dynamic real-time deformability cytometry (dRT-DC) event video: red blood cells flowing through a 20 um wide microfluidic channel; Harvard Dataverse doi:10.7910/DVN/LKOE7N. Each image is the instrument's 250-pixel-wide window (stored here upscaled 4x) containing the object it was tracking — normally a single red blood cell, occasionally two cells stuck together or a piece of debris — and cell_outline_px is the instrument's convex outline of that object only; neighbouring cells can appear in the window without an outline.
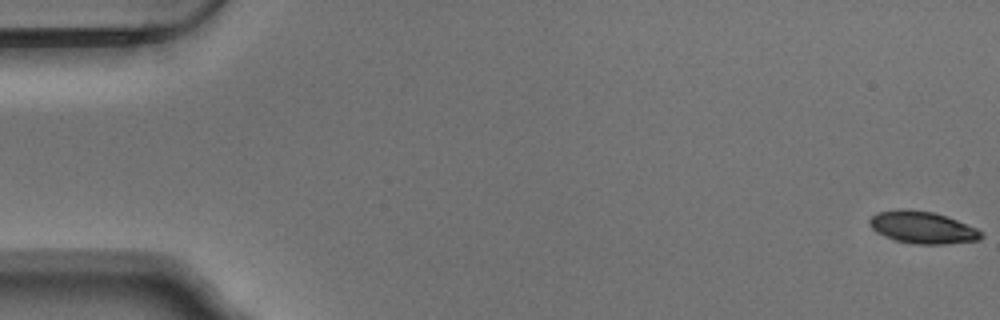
{"species": "Egyptian fruit bat (a non-hibernating species)", "species_latin": "Rousettus aegyptiacus", "temperature_condition": "warm", "stored_images_in_passage": 55, "camera_frame_rate_fps": 3000, "um_per_image_px": 0.085, "animal": {"sex": "male"}, "frame": {"image": 1, "passage_image": 1, "time_ms": 0.0, "image_size_px": [1000, 320], "cell_outline_px": [[984, 236], [980, 240], [944, 244], [916, 244], [896, 240], [884, 236], [876, 232], [872, 228], [868, 220], [872, 216], [880, 212], [900, 208], [908, 208], [932, 212], [956, 220], [976, 228]], "centroid_in_image_um": [78.39, 19.33], "position_along_channel_um": 6.6, "area_um2": 20.75}}
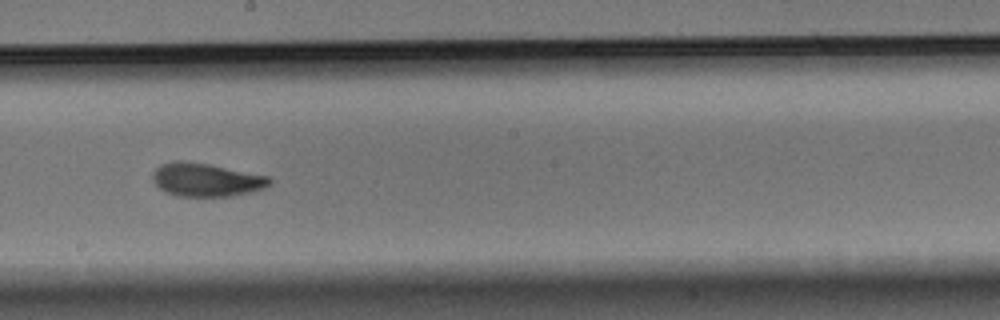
{"frame": {"image": 2, "passage_image": 31, "time_ms": 10.0, "image_size_px": [1000, 320], "cell_outline_px": [[272, 184], [264, 188], [252, 192], [232, 196], [176, 196], [160, 188], [152, 180], [152, 172], [160, 164], [172, 160], [184, 160], [208, 164], [268, 176], [272, 180]], "centroid_in_image_um": [17.51, 15.27], "position_along_channel_um": 230.7, "area_um2": 22.83}}
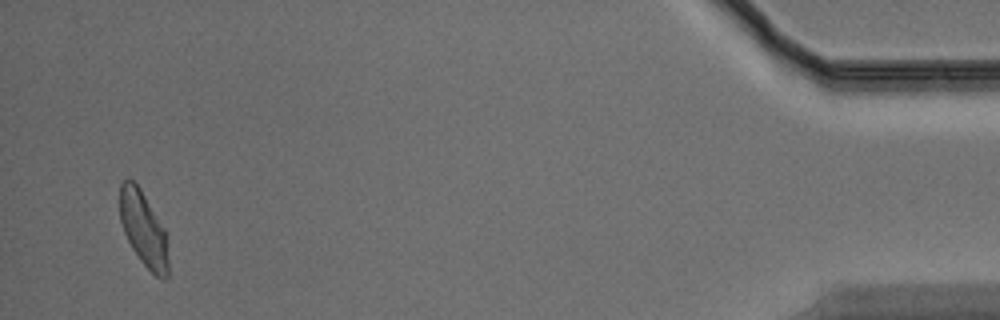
{"frame": {"image": 3, "passage_image": 53, "time_ms": 17.333, "image_size_px": [1000, 320], "cell_outline_px": [[168, 276], [164, 280], [160, 280], [140, 260], [132, 248], [124, 232], [120, 220], [120, 184], [124, 180], [132, 180], [140, 188], [164, 228], [168, 260]], "centroid_in_image_um": [12.19, 19.48], "position_along_channel_um": 423.0, "area_um2": 20.81}, "authors_computed_cell_mechanics": {"area_um2": 21.964, "velocity_mm_per_s": 3.7248, "shape_relaxation_time_tau1_ms": 2.9931, "shape_relaxation_time_tau2_ms": 2.0959, "deformation_change_tau1": 0.1393, "deformation_change_tau2": 0.062}}